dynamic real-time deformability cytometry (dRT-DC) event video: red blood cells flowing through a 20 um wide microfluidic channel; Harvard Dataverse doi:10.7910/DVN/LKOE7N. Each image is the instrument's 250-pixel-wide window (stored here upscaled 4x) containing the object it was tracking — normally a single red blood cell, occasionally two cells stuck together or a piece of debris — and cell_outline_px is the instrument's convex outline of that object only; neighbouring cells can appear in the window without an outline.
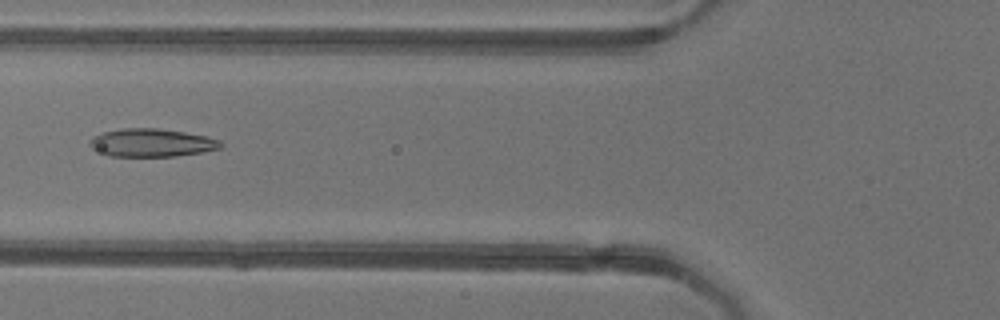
{"species": "common noctule bat (a hibernating species)", "species_latin": "Nyctalus noctula", "temperature_condition": "warm", "stored_images_in_passage": 52, "camera_frame_rate_fps": 3000, "um_per_image_px": 0.085, "animal": {"sex": "female"}, "frame": {"image": 1, "passage_image": 20, "time_ms": 6.333, "image_size_px": [1000, 320], "cell_outline_px": [[224, 144], [220, 148], [204, 152], [176, 156], [108, 156], [92, 148], [88, 144], [88, 140], [92, 136], [104, 132], [124, 128], [156, 128], [184, 132], [204, 136], [220, 140]], "centroid_in_image_um": [12.87, 12.14], "position_along_channel_um": 112.9, "area_um2": 21.44}}
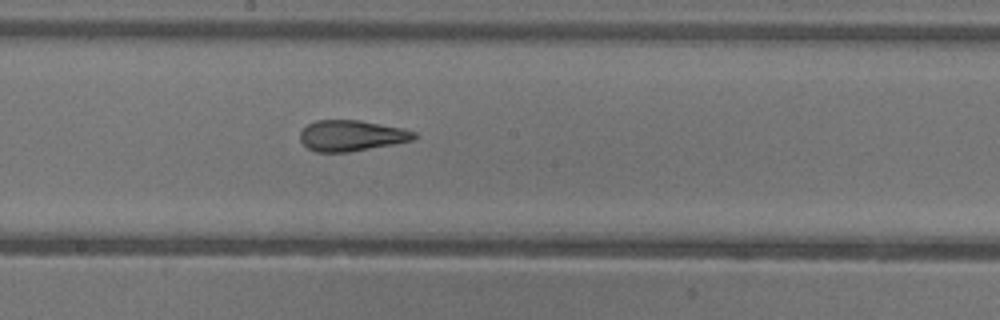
{"frame": {"image": 2, "passage_image": 28, "time_ms": 9.0, "image_size_px": [1000, 320], "cell_outline_px": [[416, 140], [348, 152], [316, 152], [308, 148], [300, 140], [300, 132], [308, 124], [316, 120], [360, 120], [404, 128], [416, 132]], "centroid_in_image_um": [29.9, 11.52], "position_along_channel_um": 218.3, "area_um2": 20.58}}
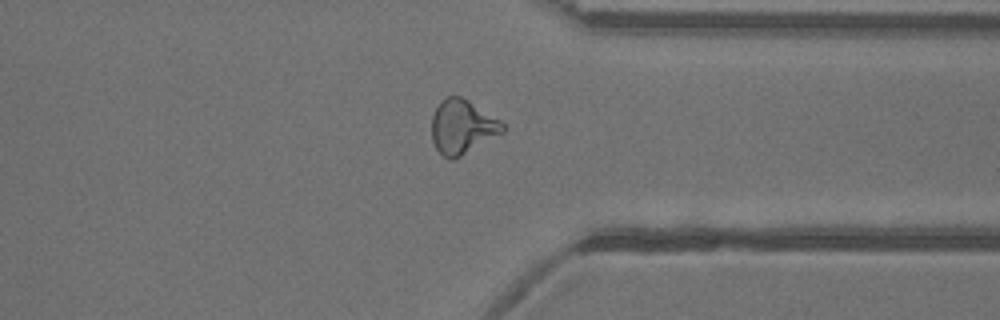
{"frame": {"image": 3, "passage_image": 40, "time_ms": 13.0, "image_size_px": [1000, 320], "cell_outline_px": [[508, 128], [504, 132], [460, 156], [452, 160], [448, 160], [436, 148], [432, 140], [432, 116], [440, 100], [448, 96], [460, 96], [468, 100], [500, 120]], "centroid_in_image_um": [39.3, 10.77], "position_along_channel_um": 372.1, "area_um2": 22.31}, "authors_computed_cell_mechanics": {"area_um2": 22.542, "velocity_mm_per_s": 3.9441, "shape_relaxation_time_tau1_ms": null, "shape_relaxation_time_tau2_ms": 1.6471, "deformation_change_tau1": null, "deformation_change_tau2": 0.105}}